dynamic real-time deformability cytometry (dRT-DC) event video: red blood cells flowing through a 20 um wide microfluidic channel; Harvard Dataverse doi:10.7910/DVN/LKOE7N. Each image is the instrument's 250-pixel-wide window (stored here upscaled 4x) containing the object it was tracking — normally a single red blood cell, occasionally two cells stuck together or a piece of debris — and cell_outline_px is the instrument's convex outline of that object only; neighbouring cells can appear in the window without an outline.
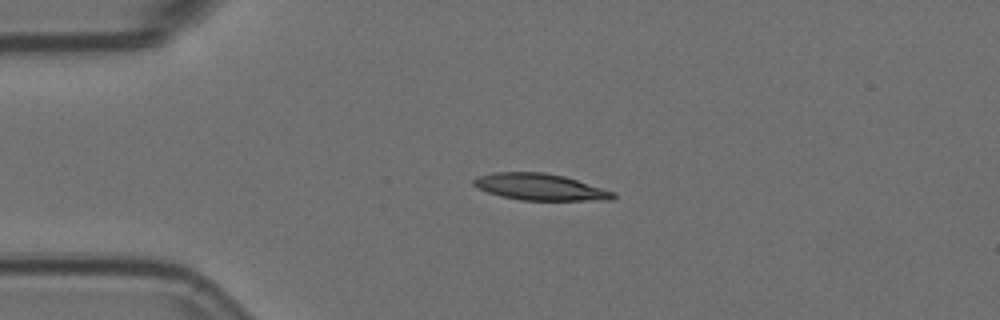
{"species": "Egyptian fruit bat (a non-hibernating species)", "species_latin": "Rousettus aegyptiacus", "temperature_condition": "room temperature", "stored_images_in_passage": 2, "camera_frame_rate_fps": 3000, "um_per_image_px": 0.085, "animal": {"sex": "female"}, "frame": {"image": 1, "passage_image": 1, "time_ms": 0.0, "image_size_px": [1000, 320], "cell_outline_px": [[616, 196], [612, 200], [520, 200], [500, 196], [488, 192], [472, 184], [472, 180], [476, 176], [496, 172], [544, 172], [564, 176], [616, 192]], "centroid_in_image_um": [45.91, 15.89], "position_along_channel_um": 39.1, "area_um2": 21.62}}